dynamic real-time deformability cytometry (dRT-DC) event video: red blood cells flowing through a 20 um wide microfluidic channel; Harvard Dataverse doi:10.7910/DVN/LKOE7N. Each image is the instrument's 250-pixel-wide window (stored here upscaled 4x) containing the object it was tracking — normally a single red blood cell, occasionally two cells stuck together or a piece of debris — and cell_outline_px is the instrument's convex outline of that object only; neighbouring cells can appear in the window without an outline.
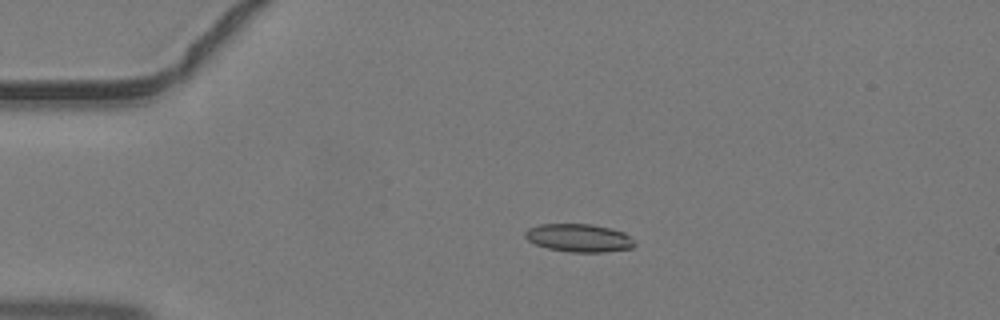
{"species": "common noctule bat (a hibernating species)", "species_latin": "Nyctalus noctula", "temperature_condition": "warm", "stored_images_in_passage": 39, "camera_frame_rate_fps": 3000, "um_per_image_px": 0.085, "animal": {"sex": "male", "body_mass_g": 19.2, "forearm_length_mm": 51.8}, "frame": {"image": 1, "passage_image": 4, "time_ms": 1.0, "image_size_px": [1000, 320], "cell_outline_px": [[636, 244], [632, 248], [604, 252], [572, 252], [548, 248], [536, 244], [528, 240], [524, 236], [524, 232], [528, 228], [540, 224], [592, 224], [624, 232], [636, 240]], "centroid_in_image_um": [49.23, 20.22], "position_along_channel_um": 35.8, "area_um2": 17.92}}
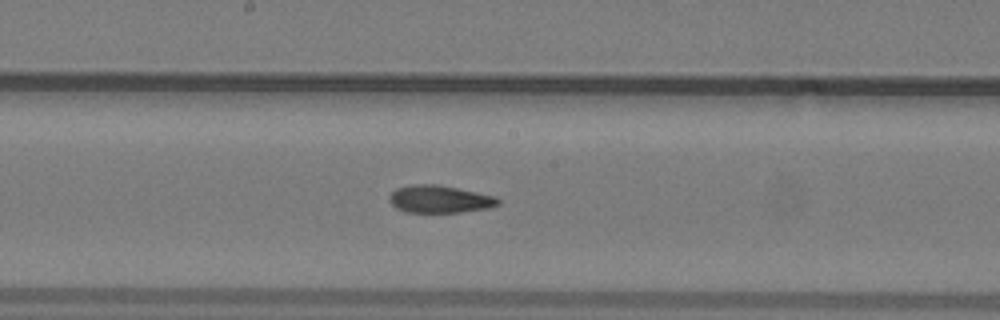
{"frame": {"image": 2, "passage_image": 18, "time_ms": 5.667, "image_size_px": [1000, 320], "cell_outline_px": [[500, 204], [488, 208], [460, 212], [404, 212], [396, 208], [388, 200], [388, 196], [396, 188], [408, 184], [436, 184], [496, 196], [500, 200]], "centroid_in_image_um": [37.33, 16.92], "position_along_channel_um": 210.9, "area_um2": 17.51}}
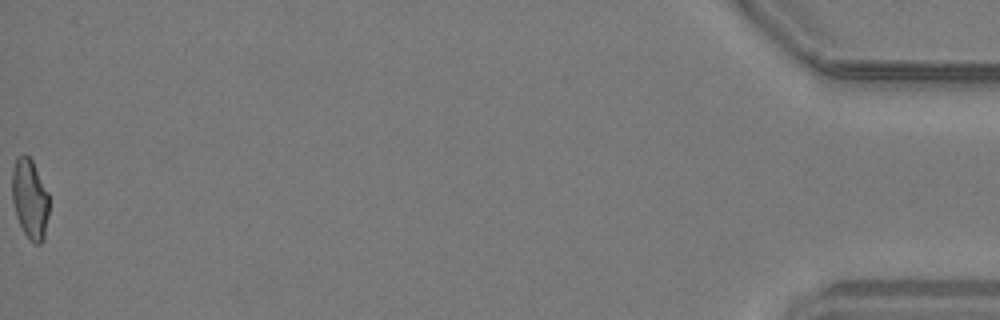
{"frame": {"image": 3, "passage_image": 39, "time_ms": 12.667, "image_size_px": [1000, 320], "cell_outline_px": [[48, 216], [44, 240], [40, 244], [36, 244], [24, 232], [16, 216], [12, 200], [12, 172], [16, 156], [24, 152], [32, 160], [48, 192]], "centroid_in_image_um": [2.53, 16.86], "position_along_channel_um": 432.7, "area_um2": 17.22}}